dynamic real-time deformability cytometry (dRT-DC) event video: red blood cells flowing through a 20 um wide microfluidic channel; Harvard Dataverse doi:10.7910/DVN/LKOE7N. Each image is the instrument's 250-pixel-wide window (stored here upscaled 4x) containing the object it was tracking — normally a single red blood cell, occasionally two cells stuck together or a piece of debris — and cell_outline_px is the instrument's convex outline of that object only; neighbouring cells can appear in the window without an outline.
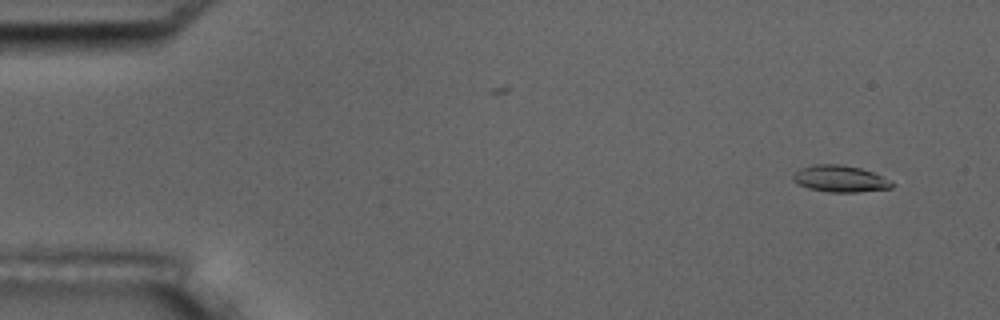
{"species": "common noctule bat (a hibernating species)", "species_latin": "Nyctalus noctula", "temperature_condition": "room temperature", "stored_images_in_passage": 2, "camera_frame_rate_fps": 3000, "um_per_image_px": 0.085, "animal": {"sex": "male", "body_mass_g": 17.5, "forearm_length_mm": 52.3}, "frame": {"image": 1, "passage_image": 2, "time_ms": 1.333, "image_size_px": [1000, 320], "cell_outline_px": [[896, 184], [892, 188], [856, 192], [828, 192], [808, 188], [800, 184], [792, 176], [800, 168], [816, 164], [840, 164], [860, 168], [872, 172], [892, 180]], "centroid_in_image_um": [71.47, 15.19], "position_along_channel_um": 13.5, "area_um2": 15.26}}